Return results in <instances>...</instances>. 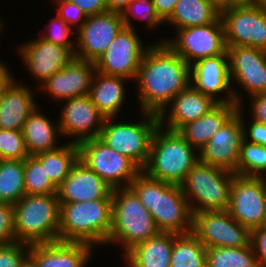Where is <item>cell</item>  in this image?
I'll return each instance as SVG.
<instances>
[{
	"instance_id": "20",
	"label": "cell",
	"mask_w": 266,
	"mask_h": 267,
	"mask_svg": "<svg viewBox=\"0 0 266 267\" xmlns=\"http://www.w3.org/2000/svg\"><path fill=\"white\" fill-rule=\"evenodd\" d=\"M243 139L241 109L238 108V111L199 151V160L235 174Z\"/></svg>"
},
{
	"instance_id": "50",
	"label": "cell",
	"mask_w": 266,
	"mask_h": 267,
	"mask_svg": "<svg viewBox=\"0 0 266 267\" xmlns=\"http://www.w3.org/2000/svg\"><path fill=\"white\" fill-rule=\"evenodd\" d=\"M212 1H214L221 8L227 5H232L234 3L240 2L242 0H212Z\"/></svg>"
},
{
	"instance_id": "5",
	"label": "cell",
	"mask_w": 266,
	"mask_h": 267,
	"mask_svg": "<svg viewBox=\"0 0 266 267\" xmlns=\"http://www.w3.org/2000/svg\"><path fill=\"white\" fill-rule=\"evenodd\" d=\"M159 232L151 213L130 187L112 190V228L106 245L120 244L124 255Z\"/></svg>"
},
{
	"instance_id": "37",
	"label": "cell",
	"mask_w": 266,
	"mask_h": 267,
	"mask_svg": "<svg viewBox=\"0 0 266 267\" xmlns=\"http://www.w3.org/2000/svg\"><path fill=\"white\" fill-rule=\"evenodd\" d=\"M121 16L125 27L133 29L136 28L131 21L132 18L145 22L146 25L144 26L148 28L147 30L157 29L161 24H164L159 19L151 0H133L127 5Z\"/></svg>"
},
{
	"instance_id": "38",
	"label": "cell",
	"mask_w": 266,
	"mask_h": 267,
	"mask_svg": "<svg viewBox=\"0 0 266 267\" xmlns=\"http://www.w3.org/2000/svg\"><path fill=\"white\" fill-rule=\"evenodd\" d=\"M27 157L23 132L0 129V160H25Z\"/></svg>"
},
{
	"instance_id": "53",
	"label": "cell",
	"mask_w": 266,
	"mask_h": 267,
	"mask_svg": "<svg viewBox=\"0 0 266 267\" xmlns=\"http://www.w3.org/2000/svg\"><path fill=\"white\" fill-rule=\"evenodd\" d=\"M6 27L5 24L3 23L2 19L0 18V34H2L3 32V28ZM1 36V35H0Z\"/></svg>"
},
{
	"instance_id": "14",
	"label": "cell",
	"mask_w": 266,
	"mask_h": 267,
	"mask_svg": "<svg viewBox=\"0 0 266 267\" xmlns=\"http://www.w3.org/2000/svg\"><path fill=\"white\" fill-rule=\"evenodd\" d=\"M192 233L206 248L250 244V230L235 221L227 210L194 213Z\"/></svg>"
},
{
	"instance_id": "26",
	"label": "cell",
	"mask_w": 266,
	"mask_h": 267,
	"mask_svg": "<svg viewBox=\"0 0 266 267\" xmlns=\"http://www.w3.org/2000/svg\"><path fill=\"white\" fill-rule=\"evenodd\" d=\"M127 78L95 72L88 96L106 117H118L125 104Z\"/></svg>"
},
{
	"instance_id": "44",
	"label": "cell",
	"mask_w": 266,
	"mask_h": 267,
	"mask_svg": "<svg viewBox=\"0 0 266 267\" xmlns=\"http://www.w3.org/2000/svg\"><path fill=\"white\" fill-rule=\"evenodd\" d=\"M250 245L256 256L258 267H266V229L256 227L250 230Z\"/></svg>"
},
{
	"instance_id": "21",
	"label": "cell",
	"mask_w": 266,
	"mask_h": 267,
	"mask_svg": "<svg viewBox=\"0 0 266 267\" xmlns=\"http://www.w3.org/2000/svg\"><path fill=\"white\" fill-rule=\"evenodd\" d=\"M95 72V62L74 58L61 71L47 78L37 88L46 94L48 93L53 100H57L56 103L74 97L86 96L89 94Z\"/></svg>"
},
{
	"instance_id": "18",
	"label": "cell",
	"mask_w": 266,
	"mask_h": 267,
	"mask_svg": "<svg viewBox=\"0 0 266 267\" xmlns=\"http://www.w3.org/2000/svg\"><path fill=\"white\" fill-rule=\"evenodd\" d=\"M17 52L33 80L39 81V86L75 58V48L61 47L41 37L21 44Z\"/></svg>"
},
{
	"instance_id": "49",
	"label": "cell",
	"mask_w": 266,
	"mask_h": 267,
	"mask_svg": "<svg viewBox=\"0 0 266 267\" xmlns=\"http://www.w3.org/2000/svg\"><path fill=\"white\" fill-rule=\"evenodd\" d=\"M132 1L133 0H106L107 11L122 14L127 5Z\"/></svg>"
},
{
	"instance_id": "7",
	"label": "cell",
	"mask_w": 266,
	"mask_h": 267,
	"mask_svg": "<svg viewBox=\"0 0 266 267\" xmlns=\"http://www.w3.org/2000/svg\"><path fill=\"white\" fill-rule=\"evenodd\" d=\"M235 175L199 160L180 184L192 213L227 210Z\"/></svg>"
},
{
	"instance_id": "8",
	"label": "cell",
	"mask_w": 266,
	"mask_h": 267,
	"mask_svg": "<svg viewBox=\"0 0 266 267\" xmlns=\"http://www.w3.org/2000/svg\"><path fill=\"white\" fill-rule=\"evenodd\" d=\"M139 113L141 121L138 119L135 123L118 121L117 117L106 118L99 139L142 170L149 159L152 136L159 126V115L144 111Z\"/></svg>"
},
{
	"instance_id": "12",
	"label": "cell",
	"mask_w": 266,
	"mask_h": 267,
	"mask_svg": "<svg viewBox=\"0 0 266 267\" xmlns=\"http://www.w3.org/2000/svg\"><path fill=\"white\" fill-rule=\"evenodd\" d=\"M148 44L144 45L136 29L124 27L95 62L96 71L135 81Z\"/></svg>"
},
{
	"instance_id": "31",
	"label": "cell",
	"mask_w": 266,
	"mask_h": 267,
	"mask_svg": "<svg viewBox=\"0 0 266 267\" xmlns=\"http://www.w3.org/2000/svg\"><path fill=\"white\" fill-rule=\"evenodd\" d=\"M33 157L42 165L51 182L58 187L78 161L79 148L77 143L69 141L62 143L56 150L41 152Z\"/></svg>"
},
{
	"instance_id": "24",
	"label": "cell",
	"mask_w": 266,
	"mask_h": 267,
	"mask_svg": "<svg viewBox=\"0 0 266 267\" xmlns=\"http://www.w3.org/2000/svg\"><path fill=\"white\" fill-rule=\"evenodd\" d=\"M94 251L85 243L56 241L29 245V256L39 267H86Z\"/></svg>"
},
{
	"instance_id": "10",
	"label": "cell",
	"mask_w": 266,
	"mask_h": 267,
	"mask_svg": "<svg viewBox=\"0 0 266 267\" xmlns=\"http://www.w3.org/2000/svg\"><path fill=\"white\" fill-rule=\"evenodd\" d=\"M79 160L114 188L129 187L142 171L128 157L114 151L99 138L78 143Z\"/></svg>"
},
{
	"instance_id": "33",
	"label": "cell",
	"mask_w": 266,
	"mask_h": 267,
	"mask_svg": "<svg viewBox=\"0 0 266 267\" xmlns=\"http://www.w3.org/2000/svg\"><path fill=\"white\" fill-rule=\"evenodd\" d=\"M24 195V160H0V203L14 205Z\"/></svg>"
},
{
	"instance_id": "19",
	"label": "cell",
	"mask_w": 266,
	"mask_h": 267,
	"mask_svg": "<svg viewBox=\"0 0 266 267\" xmlns=\"http://www.w3.org/2000/svg\"><path fill=\"white\" fill-rule=\"evenodd\" d=\"M227 55L231 85L240 84V88L243 87L249 96L266 93L265 50L227 46Z\"/></svg>"
},
{
	"instance_id": "34",
	"label": "cell",
	"mask_w": 266,
	"mask_h": 267,
	"mask_svg": "<svg viewBox=\"0 0 266 267\" xmlns=\"http://www.w3.org/2000/svg\"><path fill=\"white\" fill-rule=\"evenodd\" d=\"M206 267H258L249 244L246 247L206 248Z\"/></svg>"
},
{
	"instance_id": "4",
	"label": "cell",
	"mask_w": 266,
	"mask_h": 267,
	"mask_svg": "<svg viewBox=\"0 0 266 267\" xmlns=\"http://www.w3.org/2000/svg\"><path fill=\"white\" fill-rule=\"evenodd\" d=\"M178 131L160 124L151 140L149 159L142 171L150 178L180 185L199 161V152Z\"/></svg>"
},
{
	"instance_id": "3",
	"label": "cell",
	"mask_w": 266,
	"mask_h": 267,
	"mask_svg": "<svg viewBox=\"0 0 266 267\" xmlns=\"http://www.w3.org/2000/svg\"><path fill=\"white\" fill-rule=\"evenodd\" d=\"M112 228V199L60 203L59 241L106 246Z\"/></svg>"
},
{
	"instance_id": "32",
	"label": "cell",
	"mask_w": 266,
	"mask_h": 267,
	"mask_svg": "<svg viewBox=\"0 0 266 267\" xmlns=\"http://www.w3.org/2000/svg\"><path fill=\"white\" fill-rule=\"evenodd\" d=\"M170 267H206V247L192 232L174 238Z\"/></svg>"
},
{
	"instance_id": "13",
	"label": "cell",
	"mask_w": 266,
	"mask_h": 267,
	"mask_svg": "<svg viewBox=\"0 0 266 267\" xmlns=\"http://www.w3.org/2000/svg\"><path fill=\"white\" fill-rule=\"evenodd\" d=\"M190 77V84L195 89L211 97L218 104L243 105L244 96L236 90V86L231 85L228 55L203 58L194 62L190 65Z\"/></svg>"
},
{
	"instance_id": "48",
	"label": "cell",
	"mask_w": 266,
	"mask_h": 267,
	"mask_svg": "<svg viewBox=\"0 0 266 267\" xmlns=\"http://www.w3.org/2000/svg\"><path fill=\"white\" fill-rule=\"evenodd\" d=\"M9 67L6 63L0 61V92L15 79Z\"/></svg>"
},
{
	"instance_id": "35",
	"label": "cell",
	"mask_w": 266,
	"mask_h": 267,
	"mask_svg": "<svg viewBox=\"0 0 266 267\" xmlns=\"http://www.w3.org/2000/svg\"><path fill=\"white\" fill-rule=\"evenodd\" d=\"M235 174L246 177H266V147L243 139Z\"/></svg>"
},
{
	"instance_id": "11",
	"label": "cell",
	"mask_w": 266,
	"mask_h": 267,
	"mask_svg": "<svg viewBox=\"0 0 266 267\" xmlns=\"http://www.w3.org/2000/svg\"><path fill=\"white\" fill-rule=\"evenodd\" d=\"M174 31L177 32L173 38L159 39V42H165L188 65L203 58L227 55L221 17L211 24Z\"/></svg>"
},
{
	"instance_id": "51",
	"label": "cell",
	"mask_w": 266,
	"mask_h": 267,
	"mask_svg": "<svg viewBox=\"0 0 266 267\" xmlns=\"http://www.w3.org/2000/svg\"><path fill=\"white\" fill-rule=\"evenodd\" d=\"M21 267H39V266L30 256H28L23 262Z\"/></svg>"
},
{
	"instance_id": "25",
	"label": "cell",
	"mask_w": 266,
	"mask_h": 267,
	"mask_svg": "<svg viewBox=\"0 0 266 267\" xmlns=\"http://www.w3.org/2000/svg\"><path fill=\"white\" fill-rule=\"evenodd\" d=\"M31 87L14 79L0 92V129L21 130L37 101Z\"/></svg>"
},
{
	"instance_id": "46",
	"label": "cell",
	"mask_w": 266,
	"mask_h": 267,
	"mask_svg": "<svg viewBox=\"0 0 266 267\" xmlns=\"http://www.w3.org/2000/svg\"><path fill=\"white\" fill-rule=\"evenodd\" d=\"M78 6L86 16L107 12L106 0H70Z\"/></svg>"
},
{
	"instance_id": "17",
	"label": "cell",
	"mask_w": 266,
	"mask_h": 267,
	"mask_svg": "<svg viewBox=\"0 0 266 267\" xmlns=\"http://www.w3.org/2000/svg\"><path fill=\"white\" fill-rule=\"evenodd\" d=\"M64 101V102H63ZM61 101V115L57 120L63 137L79 143L90 138H99L106 117L92 103L88 95Z\"/></svg>"
},
{
	"instance_id": "22",
	"label": "cell",
	"mask_w": 266,
	"mask_h": 267,
	"mask_svg": "<svg viewBox=\"0 0 266 267\" xmlns=\"http://www.w3.org/2000/svg\"><path fill=\"white\" fill-rule=\"evenodd\" d=\"M113 188L79 159L57 187L59 203L112 199Z\"/></svg>"
},
{
	"instance_id": "39",
	"label": "cell",
	"mask_w": 266,
	"mask_h": 267,
	"mask_svg": "<svg viewBox=\"0 0 266 267\" xmlns=\"http://www.w3.org/2000/svg\"><path fill=\"white\" fill-rule=\"evenodd\" d=\"M53 18L50 19L48 23V27H44V31H46L44 34L41 35L40 37L44 39L45 41H48L50 43H53L55 45L61 46V47H66V48H75L76 47V40H74L73 37L70 39L71 35L73 36L76 34V31L73 30L63 19H61L57 14H55ZM45 28L47 30H45ZM49 28V29H48Z\"/></svg>"
},
{
	"instance_id": "23",
	"label": "cell",
	"mask_w": 266,
	"mask_h": 267,
	"mask_svg": "<svg viewBox=\"0 0 266 267\" xmlns=\"http://www.w3.org/2000/svg\"><path fill=\"white\" fill-rule=\"evenodd\" d=\"M218 103L191 84L179 92L159 114V124L165 129L179 131L187 123L207 114Z\"/></svg>"
},
{
	"instance_id": "9",
	"label": "cell",
	"mask_w": 266,
	"mask_h": 267,
	"mask_svg": "<svg viewBox=\"0 0 266 267\" xmlns=\"http://www.w3.org/2000/svg\"><path fill=\"white\" fill-rule=\"evenodd\" d=\"M226 46H249L266 51V7L245 0L221 7Z\"/></svg>"
},
{
	"instance_id": "45",
	"label": "cell",
	"mask_w": 266,
	"mask_h": 267,
	"mask_svg": "<svg viewBox=\"0 0 266 267\" xmlns=\"http://www.w3.org/2000/svg\"><path fill=\"white\" fill-rule=\"evenodd\" d=\"M251 119L266 125V93L250 96Z\"/></svg>"
},
{
	"instance_id": "41",
	"label": "cell",
	"mask_w": 266,
	"mask_h": 267,
	"mask_svg": "<svg viewBox=\"0 0 266 267\" xmlns=\"http://www.w3.org/2000/svg\"><path fill=\"white\" fill-rule=\"evenodd\" d=\"M57 15L63 19L73 30L77 31L86 21V14L70 0H53Z\"/></svg>"
},
{
	"instance_id": "28",
	"label": "cell",
	"mask_w": 266,
	"mask_h": 267,
	"mask_svg": "<svg viewBox=\"0 0 266 267\" xmlns=\"http://www.w3.org/2000/svg\"><path fill=\"white\" fill-rule=\"evenodd\" d=\"M238 108L237 104L219 103L204 116L184 125L178 132L199 152Z\"/></svg>"
},
{
	"instance_id": "15",
	"label": "cell",
	"mask_w": 266,
	"mask_h": 267,
	"mask_svg": "<svg viewBox=\"0 0 266 267\" xmlns=\"http://www.w3.org/2000/svg\"><path fill=\"white\" fill-rule=\"evenodd\" d=\"M266 200V177L235 175L232 181L227 211L249 230L261 227Z\"/></svg>"
},
{
	"instance_id": "2",
	"label": "cell",
	"mask_w": 266,
	"mask_h": 267,
	"mask_svg": "<svg viewBox=\"0 0 266 267\" xmlns=\"http://www.w3.org/2000/svg\"><path fill=\"white\" fill-rule=\"evenodd\" d=\"M129 187L151 213L160 232H192L193 213L180 185L152 179L141 171Z\"/></svg>"
},
{
	"instance_id": "36",
	"label": "cell",
	"mask_w": 266,
	"mask_h": 267,
	"mask_svg": "<svg viewBox=\"0 0 266 267\" xmlns=\"http://www.w3.org/2000/svg\"><path fill=\"white\" fill-rule=\"evenodd\" d=\"M24 185L27 195L57 194V187L33 156L24 160Z\"/></svg>"
},
{
	"instance_id": "6",
	"label": "cell",
	"mask_w": 266,
	"mask_h": 267,
	"mask_svg": "<svg viewBox=\"0 0 266 267\" xmlns=\"http://www.w3.org/2000/svg\"><path fill=\"white\" fill-rule=\"evenodd\" d=\"M13 210L16 242L32 245L59 241L57 194H25Z\"/></svg>"
},
{
	"instance_id": "43",
	"label": "cell",
	"mask_w": 266,
	"mask_h": 267,
	"mask_svg": "<svg viewBox=\"0 0 266 267\" xmlns=\"http://www.w3.org/2000/svg\"><path fill=\"white\" fill-rule=\"evenodd\" d=\"M243 107L244 104L239 105V108L241 109V120L243 124L244 140L266 147V125L263 123L256 122L254 120H249V123H246V121L244 120L245 108Z\"/></svg>"
},
{
	"instance_id": "30",
	"label": "cell",
	"mask_w": 266,
	"mask_h": 267,
	"mask_svg": "<svg viewBox=\"0 0 266 267\" xmlns=\"http://www.w3.org/2000/svg\"><path fill=\"white\" fill-rule=\"evenodd\" d=\"M221 8L212 0H178L171 17L164 23L176 29L215 22Z\"/></svg>"
},
{
	"instance_id": "1",
	"label": "cell",
	"mask_w": 266,
	"mask_h": 267,
	"mask_svg": "<svg viewBox=\"0 0 266 267\" xmlns=\"http://www.w3.org/2000/svg\"><path fill=\"white\" fill-rule=\"evenodd\" d=\"M151 44L142 57L134 83L138 87L139 110L159 115L190 85V65L165 42Z\"/></svg>"
},
{
	"instance_id": "29",
	"label": "cell",
	"mask_w": 266,
	"mask_h": 267,
	"mask_svg": "<svg viewBox=\"0 0 266 267\" xmlns=\"http://www.w3.org/2000/svg\"><path fill=\"white\" fill-rule=\"evenodd\" d=\"M42 111L43 110L40 111L38 105L29 115L22 129L26 150L29 156L56 150L62 145L58 144V137L62 136L58 122L51 120L46 114H43Z\"/></svg>"
},
{
	"instance_id": "47",
	"label": "cell",
	"mask_w": 266,
	"mask_h": 267,
	"mask_svg": "<svg viewBox=\"0 0 266 267\" xmlns=\"http://www.w3.org/2000/svg\"><path fill=\"white\" fill-rule=\"evenodd\" d=\"M159 19L165 23L172 15L178 0H151Z\"/></svg>"
},
{
	"instance_id": "54",
	"label": "cell",
	"mask_w": 266,
	"mask_h": 267,
	"mask_svg": "<svg viewBox=\"0 0 266 267\" xmlns=\"http://www.w3.org/2000/svg\"><path fill=\"white\" fill-rule=\"evenodd\" d=\"M260 5L266 7V0H256Z\"/></svg>"
},
{
	"instance_id": "40",
	"label": "cell",
	"mask_w": 266,
	"mask_h": 267,
	"mask_svg": "<svg viewBox=\"0 0 266 267\" xmlns=\"http://www.w3.org/2000/svg\"><path fill=\"white\" fill-rule=\"evenodd\" d=\"M28 256V244L15 241L0 245V267H21Z\"/></svg>"
},
{
	"instance_id": "42",
	"label": "cell",
	"mask_w": 266,
	"mask_h": 267,
	"mask_svg": "<svg viewBox=\"0 0 266 267\" xmlns=\"http://www.w3.org/2000/svg\"><path fill=\"white\" fill-rule=\"evenodd\" d=\"M15 242L13 205L0 203V245Z\"/></svg>"
},
{
	"instance_id": "52",
	"label": "cell",
	"mask_w": 266,
	"mask_h": 267,
	"mask_svg": "<svg viewBox=\"0 0 266 267\" xmlns=\"http://www.w3.org/2000/svg\"><path fill=\"white\" fill-rule=\"evenodd\" d=\"M261 227L266 229V200H265V206H264V218Z\"/></svg>"
},
{
	"instance_id": "27",
	"label": "cell",
	"mask_w": 266,
	"mask_h": 267,
	"mask_svg": "<svg viewBox=\"0 0 266 267\" xmlns=\"http://www.w3.org/2000/svg\"><path fill=\"white\" fill-rule=\"evenodd\" d=\"M178 234L159 232L140 242L124 255L126 267H170L174 238Z\"/></svg>"
},
{
	"instance_id": "16",
	"label": "cell",
	"mask_w": 266,
	"mask_h": 267,
	"mask_svg": "<svg viewBox=\"0 0 266 267\" xmlns=\"http://www.w3.org/2000/svg\"><path fill=\"white\" fill-rule=\"evenodd\" d=\"M124 27L119 13L107 11L88 16L75 34V58L96 62Z\"/></svg>"
}]
</instances>
